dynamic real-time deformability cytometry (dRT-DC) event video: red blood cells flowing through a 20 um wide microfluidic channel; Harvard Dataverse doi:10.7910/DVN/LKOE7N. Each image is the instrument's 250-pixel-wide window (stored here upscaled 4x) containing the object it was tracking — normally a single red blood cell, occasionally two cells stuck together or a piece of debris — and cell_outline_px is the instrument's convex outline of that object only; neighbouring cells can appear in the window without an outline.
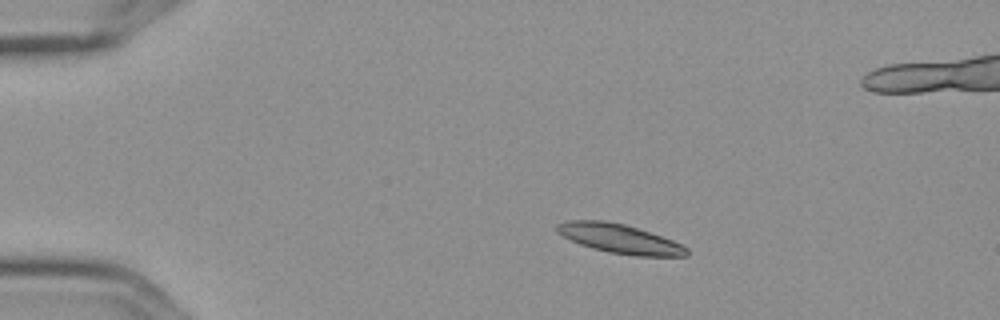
{"species": "Egyptian fruit bat (a non-hibernating species)", "species_latin": "Rousettus aegyptiacus", "temperature_condition": "cold", "stored_images_in_passage": 7, "camera_frame_rate_fps": 3000, "um_per_image_px": 0.085, "frame": {"image": 1, "passage_image": 3, "time_ms": 0.667, "image_size_px": [1000, 320], "cell_outline_px": [[688, 256], [632, 256], [608, 252], [592, 248], [580, 244], [556, 232], [556, 224], [568, 220], [604, 220], [624, 224], [684, 244], [688, 248]], "centroid_in_image_um": [52.67, 20.29], "position_along_channel_um": 32.3, "area_um2": 22.02}}
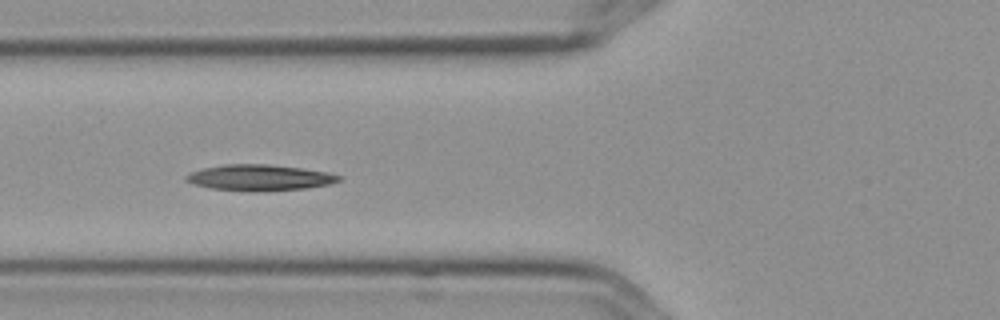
{"frame": {"image": 2, "passage_image": 6, "time_ms": 1.667, "image_size_px": [1000, 320], "cell_outline_px": [[340, 180], [328, 184], [304, 188], [256, 192], [248, 192], [208, 188], [192, 184], [184, 180], [184, 176], [192, 172], [204, 168], [224, 164], [268, 164], [300, 168], [328, 172], [340, 176]], "centroid_in_image_um": [21.99, 15.11], "position_along_channel_um": 103.8, "area_um2": 23.18}}
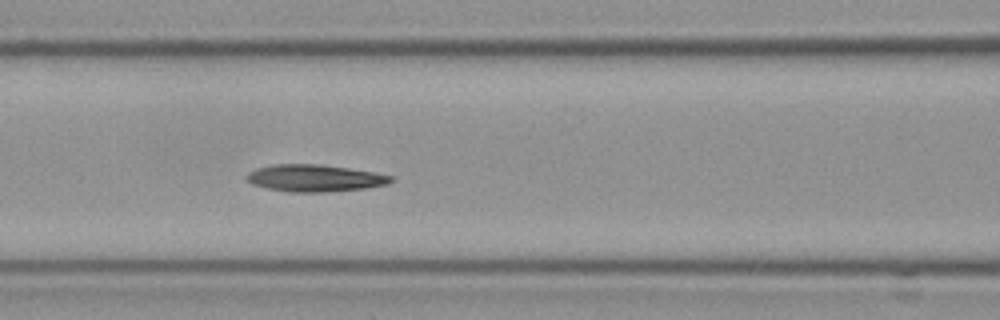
{"frame": {"image": 3, "passage_image": 7, "time_ms": 2.0, "image_size_px": [1000, 320], "cell_outline_px": [[392, 180], [388, 184], [364, 188], [324, 192], [288, 192], [268, 188], [252, 184], [244, 176], [248, 172], [256, 168], [272, 164], [316, 164], [348, 168], [372, 172], [392, 176]], "centroid_in_image_um": [26.69, 15.14], "position_along_channel_um": 139.9, "area_um2": 22.54}}